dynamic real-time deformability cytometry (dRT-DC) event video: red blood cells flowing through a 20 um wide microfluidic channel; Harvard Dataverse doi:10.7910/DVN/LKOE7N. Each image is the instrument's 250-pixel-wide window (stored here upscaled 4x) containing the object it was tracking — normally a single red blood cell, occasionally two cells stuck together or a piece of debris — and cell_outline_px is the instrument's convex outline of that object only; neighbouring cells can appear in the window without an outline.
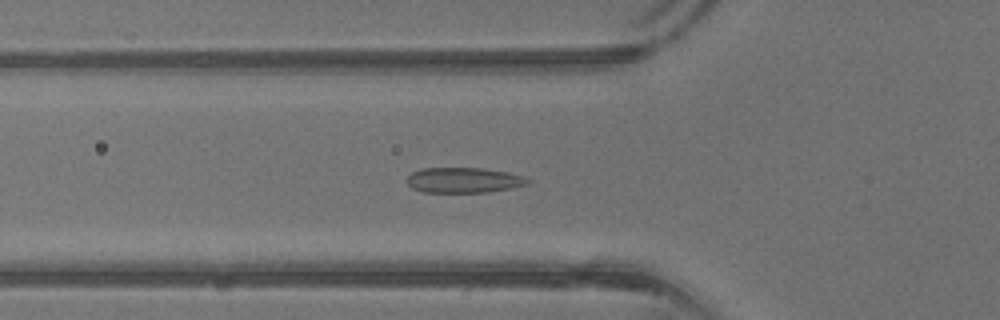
{"species": "common noctule bat (a hibernating species)", "species_latin": "Nyctalus noctula", "temperature_condition": "warm", "stored_images_in_passage": 33, "camera_frame_rate_fps": 3000, "um_per_image_px": 0.085, "animal": {"sex": "male", "body_mass_g": 13.3}, "frame": {"image": 1, "passage_image": 6, "time_ms": 1.667, "image_size_px": [1000, 320], "cell_outline_px": [[532, 180], [528, 184], [512, 188], [488, 192], [424, 192], [412, 188], [404, 180], [412, 172], [420, 168], [484, 168], [508, 172], [524, 176]], "centroid_in_image_um": [39.42, 15.31], "position_along_channel_um": 86.4, "area_um2": 18.03}}
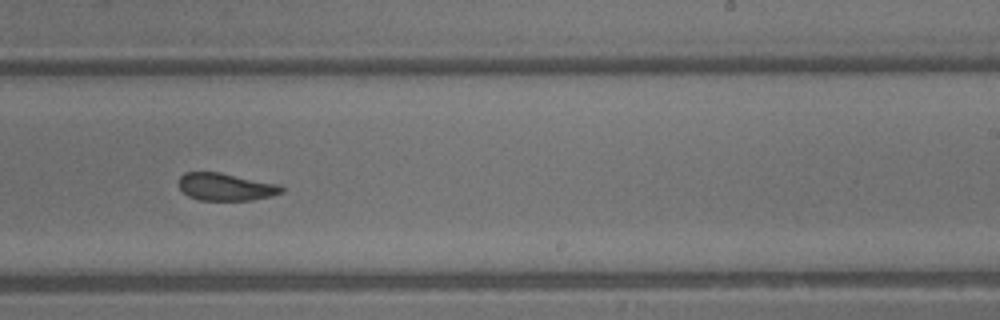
{"frame": {"image": 2, "passage_image": 17, "time_ms": 5.333, "image_size_px": [1000, 320], "cell_outline_px": [[284, 192], [272, 196], [252, 200], [200, 200], [188, 196], [180, 188], [180, 176], [184, 172], [220, 172], [280, 184], [284, 188]], "centroid_in_image_um": [19.23, 15.88], "position_along_channel_um": 269.8, "area_um2": 16.53}}
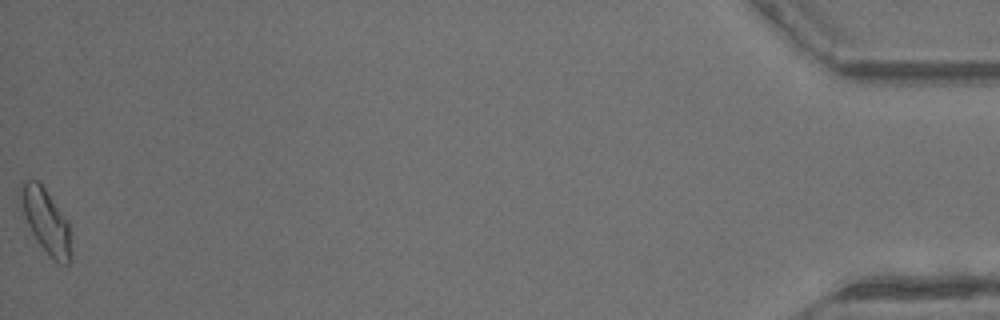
{"frame": {"image": 3, "passage_image": 33, "time_ms": 10.667, "image_size_px": [1000, 320], "cell_outline_px": [[72, 260], [68, 264], [60, 264], [36, 240], [24, 216], [20, 200], [20, 184], [24, 180], [36, 180], [44, 188], [68, 220], [72, 232]], "centroid_in_image_um": [3.96, 18.81], "position_along_channel_um": 431.2, "area_um2": 18.9}, "authors_computed_cell_mechanics": {"area_um2": 17.5134, "velocity_mm_per_s": 4.9974, "shape_relaxation_time_tau1_ms": 2.6919, "shape_relaxation_time_tau2_ms": 0.6959, "deformation_change_tau1": 0.1021, "deformation_change_tau2": 0.0641}}